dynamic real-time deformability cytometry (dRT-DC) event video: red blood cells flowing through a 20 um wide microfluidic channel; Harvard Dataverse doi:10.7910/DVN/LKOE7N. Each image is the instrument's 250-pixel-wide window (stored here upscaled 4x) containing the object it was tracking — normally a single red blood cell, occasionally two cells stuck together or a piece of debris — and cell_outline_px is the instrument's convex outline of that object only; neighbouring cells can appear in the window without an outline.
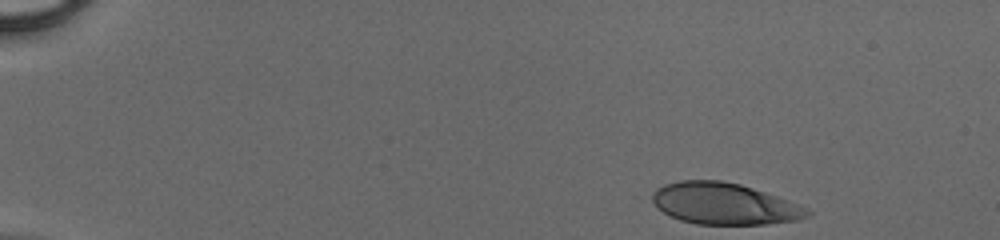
{"species": "human", "species_latin": "Homo sapiens", "temperature_condition": "cold", "stored_images_in_passage": 40, "camera_frame_rate_fps": 3000, "um_per_image_px": 0.085, "donor": {"sex": "male"}, "frame": {"image": 1, "passage_image": 1, "time_ms": 0.0, "image_size_px": [1000, 240], "cell_outline_px": [[812, 212], [808, 216], [796, 220], [764, 224], [696, 224], [680, 220], [656, 208], [644, 196], [656, 188], [664, 184], [680, 180], [720, 180], [740, 184], [776, 196], [808, 208]], "centroid_in_image_um": [61.44, 17.3], "position_along_channel_um": 23.6, "area_um2": 37.8}}
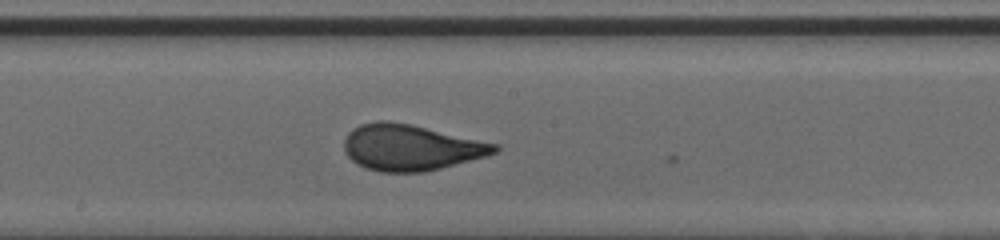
{"frame": {"image": 2, "passage_image": 23, "time_ms": 7.333, "image_size_px": [1000, 240], "cell_outline_px": [[500, 148], [496, 152], [488, 156], [424, 172], [380, 172], [364, 168], [356, 164], [344, 152], [344, 140], [348, 132], [352, 128], [360, 124], [376, 120], [388, 120], [412, 124], [500, 144]], "centroid_in_image_um": [34.91, 12.52], "position_along_channel_um": 213.3, "area_um2": 40.86}}
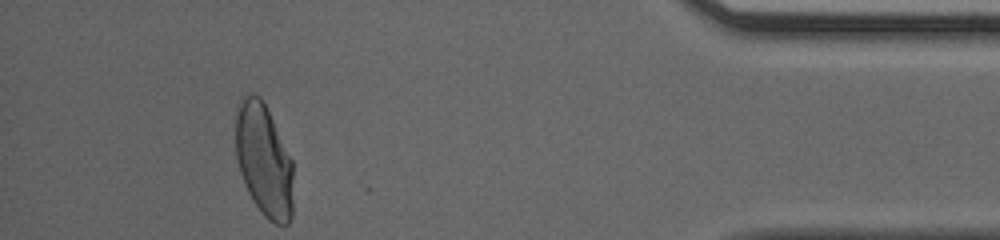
{"frame": {"image": 3, "passage_image": 40, "time_ms": 13.0, "image_size_px": [1000, 240], "cell_outline_px": [[292, 216], [288, 224], [276, 224], [268, 220], [264, 216], [248, 192], [240, 172], [236, 156], [236, 112], [240, 96], [244, 92], [252, 92], [260, 96], [292, 160]], "centroid_in_image_um": [22.41, 13.59], "position_along_channel_um": 412.8, "area_um2": 37.69}}